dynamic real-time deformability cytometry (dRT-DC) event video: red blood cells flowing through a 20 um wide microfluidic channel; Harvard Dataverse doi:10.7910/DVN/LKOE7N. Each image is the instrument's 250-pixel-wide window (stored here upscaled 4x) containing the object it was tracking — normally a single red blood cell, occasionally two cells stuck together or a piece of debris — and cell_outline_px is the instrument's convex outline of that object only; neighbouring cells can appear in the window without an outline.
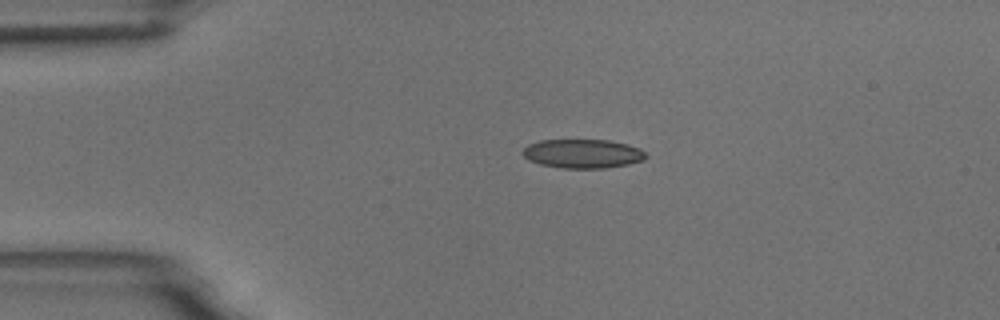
{"species": "common noctule bat (a hibernating species)", "species_latin": "Nyctalus noctula", "temperature_condition": "room temperature", "stored_images_in_passage": 4, "camera_frame_rate_fps": 3000, "um_per_image_px": 0.085, "animal": {"sex": "male", "body_mass_g": 18.8}, "frame": {"image": 1, "passage_image": 3, "time_ms": 2.333, "image_size_px": [1000, 320], "cell_outline_px": [[648, 156], [644, 160], [628, 164], [604, 168], [560, 168], [540, 164], [528, 160], [520, 152], [528, 144], [540, 140], [608, 140], [628, 144], [640, 148]], "centroid_in_image_um": [49.52, 13.06], "position_along_channel_um": 35.5, "area_um2": 20.92}}